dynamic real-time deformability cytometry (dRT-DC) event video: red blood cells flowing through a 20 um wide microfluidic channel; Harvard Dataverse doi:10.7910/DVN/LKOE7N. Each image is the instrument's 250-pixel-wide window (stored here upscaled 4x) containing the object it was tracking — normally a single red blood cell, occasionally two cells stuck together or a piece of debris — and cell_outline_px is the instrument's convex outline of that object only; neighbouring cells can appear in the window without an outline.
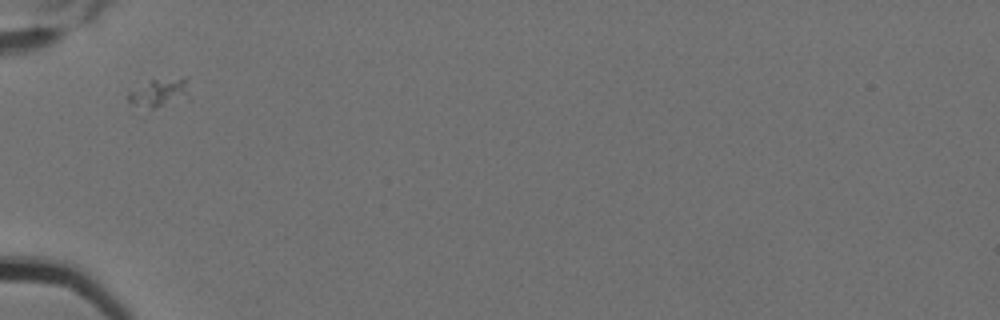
{"species": "Egyptian fruit bat (a non-hibernating species)", "species_latin": "Rousettus aegyptiacus", "temperature_condition": "cold", "stored_images_in_passage": 1, "camera_frame_rate_fps": 3000, "um_per_image_px": 0.085, "animal": {"sex": "female"}, "frame": {"image": 1, "passage_image": 1, "time_ms": 0.0, "image_size_px": [1000, 320], "cell_outline_px": [[192, 100], [156, 108], [152, 108], [136, 104], [128, 100], [128, 92], [152, 80], [184, 76], [192, 96]], "centroid_in_image_um": [13.71, 7.89], "position_along_channel_um": 71.3, "area_um2": 10.4}}